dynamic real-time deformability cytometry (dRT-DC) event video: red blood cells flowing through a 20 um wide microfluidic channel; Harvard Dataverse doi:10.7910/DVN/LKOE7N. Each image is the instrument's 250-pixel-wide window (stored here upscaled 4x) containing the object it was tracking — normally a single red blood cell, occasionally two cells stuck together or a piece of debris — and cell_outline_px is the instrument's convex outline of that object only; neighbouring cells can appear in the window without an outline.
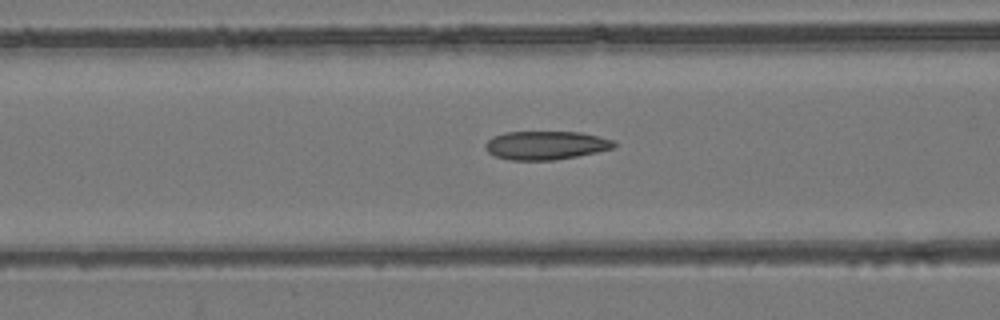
{"species": "common noctule bat (a hibernating species)", "species_latin": "Nyctalus noctula", "temperature_condition": "room temperature", "stored_images_in_passage": 43, "camera_frame_rate_fps": 3000, "um_per_image_px": 0.085, "animal": {"sex": "female", "body_mass_g": 24.6, "forearm_length_mm": 56.2}, "frame": {"image": 1, "passage_image": 11, "time_ms": 3.333, "image_size_px": [1000, 320], "cell_outline_px": [[616, 148], [556, 160], [508, 160], [496, 156], [488, 152], [484, 148], [484, 144], [492, 136], [504, 132], [580, 132], [616, 140]], "centroid_in_image_um": [46.4, 12.35], "position_along_channel_um": 120.2, "area_um2": 21.62}}
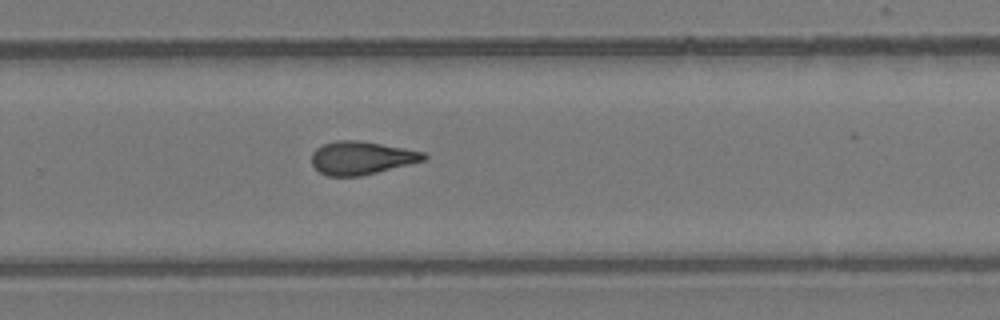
{"frame": {"image": 2, "passage_image": 25, "time_ms": 8.0, "image_size_px": [1000, 320], "cell_outline_px": [[428, 156], [424, 160], [360, 176], [328, 176], [320, 172], [312, 164], [312, 152], [316, 148], [324, 144], [336, 140], [356, 140], [404, 148], [424, 152]], "centroid_in_image_um": [30.69, 13.42], "position_along_channel_um": 299.1, "area_um2": 21.33}}
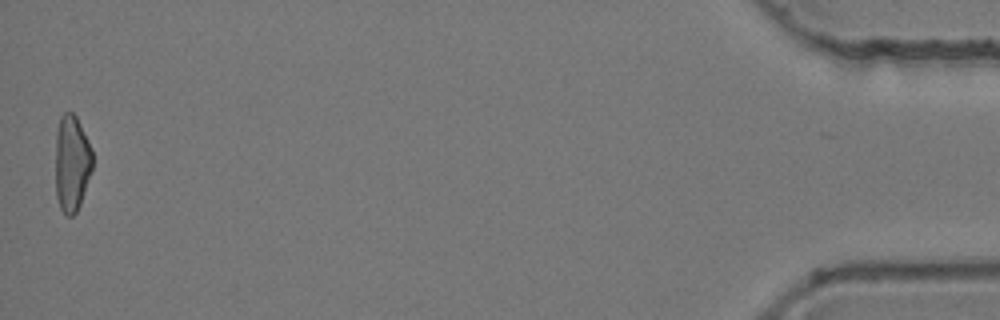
{"frame": {"image": 3, "passage_image": 43, "time_ms": 14.0, "image_size_px": [1000, 320], "cell_outline_px": [[92, 168], [80, 204], [76, 212], [72, 216], [64, 216], [60, 208], [56, 196], [56, 132], [60, 116], [64, 112], [72, 112], [76, 116], [92, 148]], "centroid_in_image_um": [6.09, 13.88], "position_along_channel_um": 429.1, "area_um2": 20.87}, "authors_computed_cell_mechanics": {"area_um2": 21.3282, "velocity_mm_per_s": 3.8429, "shape_relaxation_time_tau1_ms": null, "shape_relaxation_time_tau2_ms": 3.36, "deformation_change_tau1": null, "deformation_change_tau2": 0.1064}}